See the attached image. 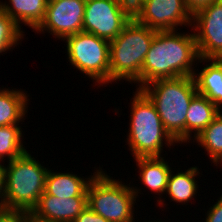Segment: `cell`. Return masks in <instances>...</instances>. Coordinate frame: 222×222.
Here are the masks:
<instances>
[{"label": "cell", "instance_id": "11", "mask_svg": "<svg viewBox=\"0 0 222 222\" xmlns=\"http://www.w3.org/2000/svg\"><path fill=\"white\" fill-rule=\"evenodd\" d=\"M85 3L86 0H48L44 20L35 31H47L61 40L83 31Z\"/></svg>", "mask_w": 222, "mask_h": 222}, {"label": "cell", "instance_id": "9", "mask_svg": "<svg viewBox=\"0 0 222 222\" xmlns=\"http://www.w3.org/2000/svg\"><path fill=\"white\" fill-rule=\"evenodd\" d=\"M132 14L137 22L156 31L192 25V14L184 0H143Z\"/></svg>", "mask_w": 222, "mask_h": 222}, {"label": "cell", "instance_id": "21", "mask_svg": "<svg viewBox=\"0 0 222 222\" xmlns=\"http://www.w3.org/2000/svg\"><path fill=\"white\" fill-rule=\"evenodd\" d=\"M20 127L19 125H6L0 127L1 162L4 158L8 160L7 162H10L27 152L22 143L23 130Z\"/></svg>", "mask_w": 222, "mask_h": 222}, {"label": "cell", "instance_id": "24", "mask_svg": "<svg viewBox=\"0 0 222 222\" xmlns=\"http://www.w3.org/2000/svg\"><path fill=\"white\" fill-rule=\"evenodd\" d=\"M0 222H24V211L0 209Z\"/></svg>", "mask_w": 222, "mask_h": 222}, {"label": "cell", "instance_id": "7", "mask_svg": "<svg viewBox=\"0 0 222 222\" xmlns=\"http://www.w3.org/2000/svg\"><path fill=\"white\" fill-rule=\"evenodd\" d=\"M69 62L95 85L110 83V41L81 31L65 37Z\"/></svg>", "mask_w": 222, "mask_h": 222}, {"label": "cell", "instance_id": "13", "mask_svg": "<svg viewBox=\"0 0 222 222\" xmlns=\"http://www.w3.org/2000/svg\"><path fill=\"white\" fill-rule=\"evenodd\" d=\"M99 170L97 169L92 176L90 175L89 178L84 179L77 174L70 172L57 173L50 169L47 173L44 192L57 198L87 197L88 184Z\"/></svg>", "mask_w": 222, "mask_h": 222}, {"label": "cell", "instance_id": "17", "mask_svg": "<svg viewBox=\"0 0 222 222\" xmlns=\"http://www.w3.org/2000/svg\"><path fill=\"white\" fill-rule=\"evenodd\" d=\"M221 112V110L204 95L197 93L191 100L186 115V144L195 139Z\"/></svg>", "mask_w": 222, "mask_h": 222}, {"label": "cell", "instance_id": "28", "mask_svg": "<svg viewBox=\"0 0 222 222\" xmlns=\"http://www.w3.org/2000/svg\"><path fill=\"white\" fill-rule=\"evenodd\" d=\"M125 7H127L132 13L141 4L143 0H119Z\"/></svg>", "mask_w": 222, "mask_h": 222}, {"label": "cell", "instance_id": "18", "mask_svg": "<svg viewBox=\"0 0 222 222\" xmlns=\"http://www.w3.org/2000/svg\"><path fill=\"white\" fill-rule=\"evenodd\" d=\"M22 90H0V127L6 125H19L25 120L28 111V96Z\"/></svg>", "mask_w": 222, "mask_h": 222}, {"label": "cell", "instance_id": "25", "mask_svg": "<svg viewBox=\"0 0 222 222\" xmlns=\"http://www.w3.org/2000/svg\"><path fill=\"white\" fill-rule=\"evenodd\" d=\"M218 201L209 208L205 222H222V195Z\"/></svg>", "mask_w": 222, "mask_h": 222}, {"label": "cell", "instance_id": "6", "mask_svg": "<svg viewBox=\"0 0 222 222\" xmlns=\"http://www.w3.org/2000/svg\"><path fill=\"white\" fill-rule=\"evenodd\" d=\"M111 178L102 168L92 177L87 187L88 207L109 222H135L133 208L139 188Z\"/></svg>", "mask_w": 222, "mask_h": 222}, {"label": "cell", "instance_id": "16", "mask_svg": "<svg viewBox=\"0 0 222 222\" xmlns=\"http://www.w3.org/2000/svg\"><path fill=\"white\" fill-rule=\"evenodd\" d=\"M48 0L0 1V8L21 28V23L36 30L44 20Z\"/></svg>", "mask_w": 222, "mask_h": 222}, {"label": "cell", "instance_id": "12", "mask_svg": "<svg viewBox=\"0 0 222 222\" xmlns=\"http://www.w3.org/2000/svg\"><path fill=\"white\" fill-rule=\"evenodd\" d=\"M87 206V197L57 198L44 192L31 212L52 222H73Z\"/></svg>", "mask_w": 222, "mask_h": 222}, {"label": "cell", "instance_id": "26", "mask_svg": "<svg viewBox=\"0 0 222 222\" xmlns=\"http://www.w3.org/2000/svg\"><path fill=\"white\" fill-rule=\"evenodd\" d=\"M186 7L193 15L196 11L202 9L203 7L211 4L216 0H184Z\"/></svg>", "mask_w": 222, "mask_h": 222}, {"label": "cell", "instance_id": "15", "mask_svg": "<svg viewBox=\"0 0 222 222\" xmlns=\"http://www.w3.org/2000/svg\"><path fill=\"white\" fill-rule=\"evenodd\" d=\"M165 157H140L135 158L139 168V179L147 189L157 195L164 194L167 189L168 178L172 168ZM161 193V194H160Z\"/></svg>", "mask_w": 222, "mask_h": 222}, {"label": "cell", "instance_id": "2", "mask_svg": "<svg viewBox=\"0 0 222 222\" xmlns=\"http://www.w3.org/2000/svg\"><path fill=\"white\" fill-rule=\"evenodd\" d=\"M141 90L154 103L165 130L177 143L186 142V115L198 93L193 76L158 79Z\"/></svg>", "mask_w": 222, "mask_h": 222}, {"label": "cell", "instance_id": "8", "mask_svg": "<svg viewBox=\"0 0 222 222\" xmlns=\"http://www.w3.org/2000/svg\"><path fill=\"white\" fill-rule=\"evenodd\" d=\"M133 18L119 0H86L83 31L112 41Z\"/></svg>", "mask_w": 222, "mask_h": 222}, {"label": "cell", "instance_id": "29", "mask_svg": "<svg viewBox=\"0 0 222 222\" xmlns=\"http://www.w3.org/2000/svg\"><path fill=\"white\" fill-rule=\"evenodd\" d=\"M3 196H4V173L2 163H0V209H3Z\"/></svg>", "mask_w": 222, "mask_h": 222}, {"label": "cell", "instance_id": "22", "mask_svg": "<svg viewBox=\"0 0 222 222\" xmlns=\"http://www.w3.org/2000/svg\"><path fill=\"white\" fill-rule=\"evenodd\" d=\"M24 38V32L16 24V22L10 18L1 8H0V54L12 47L19 45L20 40ZM19 42V43H18Z\"/></svg>", "mask_w": 222, "mask_h": 222}, {"label": "cell", "instance_id": "27", "mask_svg": "<svg viewBox=\"0 0 222 222\" xmlns=\"http://www.w3.org/2000/svg\"><path fill=\"white\" fill-rule=\"evenodd\" d=\"M24 222H52V221L39 218L31 211H24Z\"/></svg>", "mask_w": 222, "mask_h": 222}, {"label": "cell", "instance_id": "4", "mask_svg": "<svg viewBox=\"0 0 222 222\" xmlns=\"http://www.w3.org/2000/svg\"><path fill=\"white\" fill-rule=\"evenodd\" d=\"M131 101L130 128L127 144L133 158L161 157L163 146L177 142L165 130L154 103L141 90L136 89Z\"/></svg>", "mask_w": 222, "mask_h": 222}, {"label": "cell", "instance_id": "10", "mask_svg": "<svg viewBox=\"0 0 222 222\" xmlns=\"http://www.w3.org/2000/svg\"><path fill=\"white\" fill-rule=\"evenodd\" d=\"M191 29L195 31L199 57L222 59V0L196 11L192 15Z\"/></svg>", "mask_w": 222, "mask_h": 222}, {"label": "cell", "instance_id": "19", "mask_svg": "<svg viewBox=\"0 0 222 222\" xmlns=\"http://www.w3.org/2000/svg\"><path fill=\"white\" fill-rule=\"evenodd\" d=\"M197 167H191L185 172L178 171L176 174L175 170H171L165 192L171 201L185 205L197 195L199 186L195 178L201 174Z\"/></svg>", "mask_w": 222, "mask_h": 222}, {"label": "cell", "instance_id": "23", "mask_svg": "<svg viewBox=\"0 0 222 222\" xmlns=\"http://www.w3.org/2000/svg\"><path fill=\"white\" fill-rule=\"evenodd\" d=\"M73 222H109L101 215L96 214L88 206L75 218Z\"/></svg>", "mask_w": 222, "mask_h": 222}, {"label": "cell", "instance_id": "3", "mask_svg": "<svg viewBox=\"0 0 222 222\" xmlns=\"http://www.w3.org/2000/svg\"><path fill=\"white\" fill-rule=\"evenodd\" d=\"M156 32L132 18L110 41V84L125 80L141 89L142 65Z\"/></svg>", "mask_w": 222, "mask_h": 222}, {"label": "cell", "instance_id": "14", "mask_svg": "<svg viewBox=\"0 0 222 222\" xmlns=\"http://www.w3.org/2000/svg\"><path fill=\"white\" fill-rule=\"evenodd\" d=\"M203 61H211V63L193 75L197 92L204 95L220 109L222 107V59L199 57L198 62Z\"/></svg>", "mask_w": 222, "mask_h": 222}, {"label": "cell", "instance_id": "1", "mask_svg": "<svg viewBox=\"0 0 222 222\" xmlns=\"http://www.w3.org/2000/svg\"><path fill=\"white\" fill-rule=\"evenodd\" d=\"M157 31L141 69V88L167 78L193 76L199 59L194 33ZM194 64V65H193Z\"/></svg>", "mask_w": 222, "mask_h": 222}, {"label": "cell", "instance_id": "5", "mask_svg": "<svg viewBox=\"0 0 222 222\" xmlns=\"http://www.w3.org/2000/svg\"><path fill=\"white\" fill-rule=\"evenodd\" d=\"M3 167V209L32 211L45 191L48 168L27 151Z\"/></svg>", "mask_w": 222, "mask_h": 222}, {"label": "cell", "instance_id": "20", "mask_svg": "<svg viewBox=\"0 0 222 222\" xmlns=\"http://www.w3.org/2000/svg\"><path fill=\"white\" fill-rule=\"evenodd\" d=\"M194 140L206 150L214 165H222V111Z\"/></svg>", "mask_w": 222, "mask_h": 222}]
</instances>
